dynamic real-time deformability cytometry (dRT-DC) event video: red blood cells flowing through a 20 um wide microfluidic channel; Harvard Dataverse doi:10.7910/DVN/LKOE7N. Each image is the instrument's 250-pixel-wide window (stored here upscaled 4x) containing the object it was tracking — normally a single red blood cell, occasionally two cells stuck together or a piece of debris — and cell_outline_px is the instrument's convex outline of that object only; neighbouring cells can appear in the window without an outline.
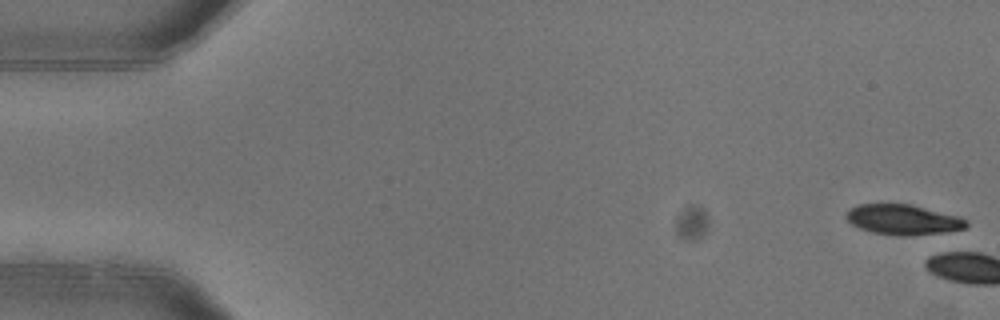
{"species": "common noctule bat (a hibernating species)", "species_latin": "Nyctalus noctula", "temperature_condition": "warm", "stored_images_in_passage": 5, "camera_frame_rate_fps": 3000, "um_per_image_px": 0.085, "animal": {"sex": "female"}, "frame": {"image": 1, "passage_image": 1, "time_ms": 0.0, "image_size_px": [1000, 320], "cell_outline_px": [[968, 224], [964, 228], [944, 232], [912, 236], [896, 236], [872, 232], [860, 228], [852, 224], [844, 216], [852, 208], [860, 204], [912, 204], [960, 216]], "centroid_in_image_um": [76.77, 18.67], "position_along_channel_um": 8.2, "area_um2": 21.1}}